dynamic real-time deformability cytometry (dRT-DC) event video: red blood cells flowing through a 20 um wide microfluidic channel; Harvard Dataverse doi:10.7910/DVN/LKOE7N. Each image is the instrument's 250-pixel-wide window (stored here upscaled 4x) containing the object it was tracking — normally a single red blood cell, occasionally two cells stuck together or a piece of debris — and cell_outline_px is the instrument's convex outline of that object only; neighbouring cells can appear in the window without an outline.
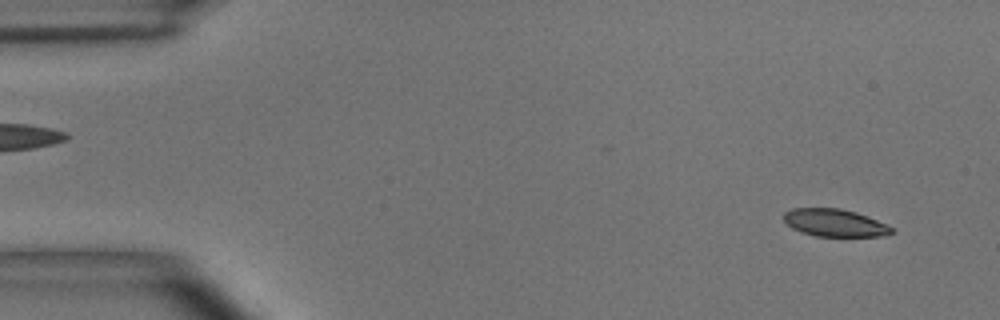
{"species": "common noctule bat (a hibernating species)", "species_latin": "Nyctalus noctula", "temperature_condition": "room temperature", "stored_images_in_passage": 54, "camera_frame_rate_fps": 3000, "um_per_image_px": 0.085, "animal": {"sex": "male", "body_mass_g": 15.6}, "frame": {"image": 1, "passage_image": 3, "time_ms": 0.667, "image_size_px": [1000, 320], "cell_outline_px": [[896, 232], [884, 236], [816, 236], [800, 232], [792, 228], [784, 220], [784, 212], [792, 208], [840, 208], [856, 212], [868, 216], [892, 228]], "centroid_in_image_um": [70.94, 18.94], "position_along_channel_um": 14.1, "area_um2": 17.28}}
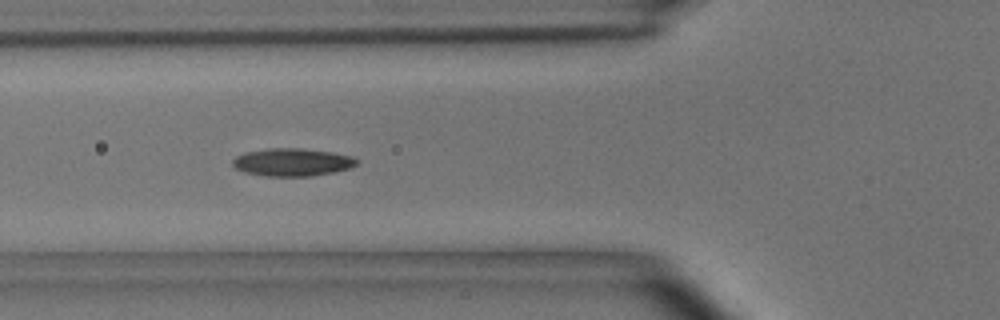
{"frame": {"image": 2, "passage_image": 19, "time_ms": 6.0, "image_size_px": [1000, 320], "cell_outline_px": [[356, 164], [348, 168], [332, 172], [312, 176], [264, 176], [244, 172], [236, 168], [232, 164], [232, 160], [236, 156], [244, 152], [268, 148], [300, 148], [332, 152], [352, 156], [356, 160]], "centroid_in_image_um": [24.78, 13.78], "position_along_channel_um": 101.0, "area_um2": 20.0}}
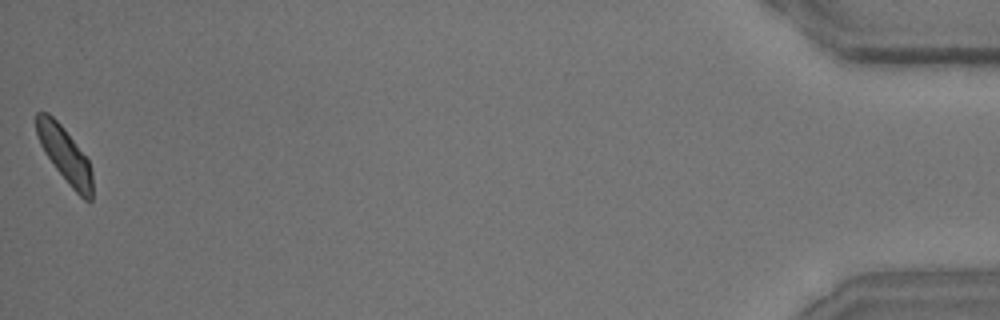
{"frame": {"image": 3, "passage_image": 54, "time_ms": 17.667, "image_size_px": [1000, 320], "cell_outline_px": [[92, 200], [84, 200], [72, 188], [56, 168], [44, 152], [40, 144], [36, 132], [36, 112], [48, 112], [64, 128], [88, 160], [92, 172]], "centroid_in_image_um": [5.5, 13.14], "position_along_channel_um": 429.7, "area_um2": 17.74}, "authors_computed_cell_mechanics": {"area_um2": 18.8139, "velocity_mm_per_s": 3.6296, "shape_relaxation_time_tau1_ms": 4.6716, "shape_relaxation_time_tau2_ms": 4.7304, "deformation_change_tau1": 0.1393, "deformation_change_tau2": 0.1002}}